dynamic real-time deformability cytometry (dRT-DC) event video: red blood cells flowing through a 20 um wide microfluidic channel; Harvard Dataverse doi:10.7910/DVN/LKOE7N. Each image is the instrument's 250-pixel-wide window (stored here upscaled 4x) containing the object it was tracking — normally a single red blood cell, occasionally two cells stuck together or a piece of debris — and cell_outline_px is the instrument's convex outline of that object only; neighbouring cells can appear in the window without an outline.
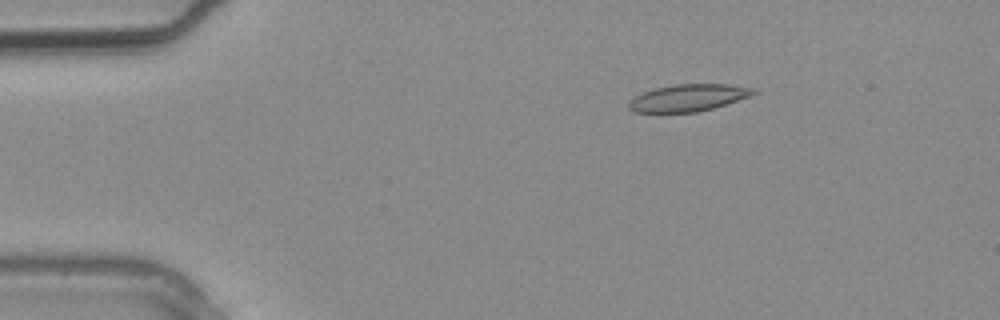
{"species": "common noctule bat (a hibernating species)", "species_latin": "Nyctalus noctula", "temperature_condition": "warm", "stored_images_in_passage": 4, "camera_frame_rate_fps": 3000, "um_per_image_px": 0.085, "animal": {"sex": "male", "body_mass_g": 20.4}, "frame": {"image": 1, "passage_image": 2, "time_ms": 0.333, "image_size_px": [1000, 320], "cell_outline_px": [[756, 92], [748, 96], [712, 108], [696, 112], [636, 112], [628, 108], [628, 100], [644, 92], [656, 88], [676, 84], [728, 84], [756, 88]], "centroid_in_image_um": [58.47, 8.3], "position_along_channel_um": 26.5, "area_um2": 19.31}}